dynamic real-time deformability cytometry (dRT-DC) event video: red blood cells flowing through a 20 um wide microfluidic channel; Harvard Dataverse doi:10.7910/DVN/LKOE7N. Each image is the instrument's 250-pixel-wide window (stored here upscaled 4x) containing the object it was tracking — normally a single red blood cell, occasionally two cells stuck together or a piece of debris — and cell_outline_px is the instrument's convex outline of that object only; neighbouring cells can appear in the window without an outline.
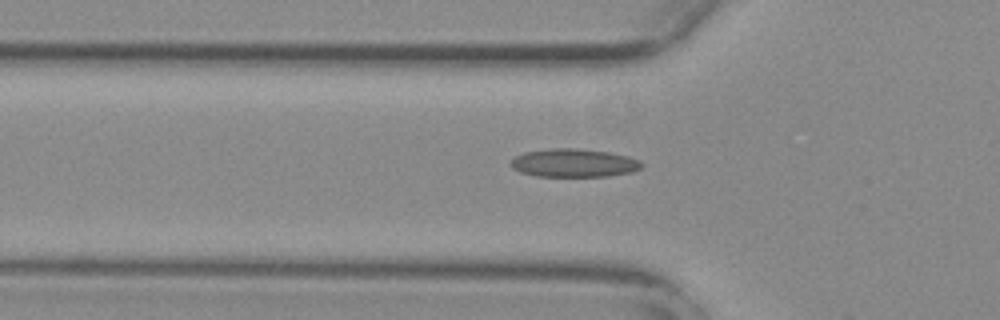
{"species": "common noctule bat (a hibernating species)", "species_latin": "Nyctalus noctula", "temperature_condition": "warm", "stored_images_in_passage": 38, "camera_frame_rate_fps": 3000, "um_per_image_px": 0.085, "animal": {"sex": "female", "body_mass_g": 29.2, "forearm_length_mm": 56.3}, "frame": {"image": 1, "passage_image": 2, "time_ms": 0.333, "image_size_px": [1000, 320], "cell_outline_px": [[644, 164], [640, 168], [632, 172], [608, 176], [536, 176], [520, 172], [512, 168], [508, 164], [516, 156], [524, 152], [548, 148], [576, 148], [608, 152], [628, 156], [640, 160]], "centroid_in_image_um": [48.76, 13.85], "position_along_channel_um": 77.0, "area_um2": 21.68}}
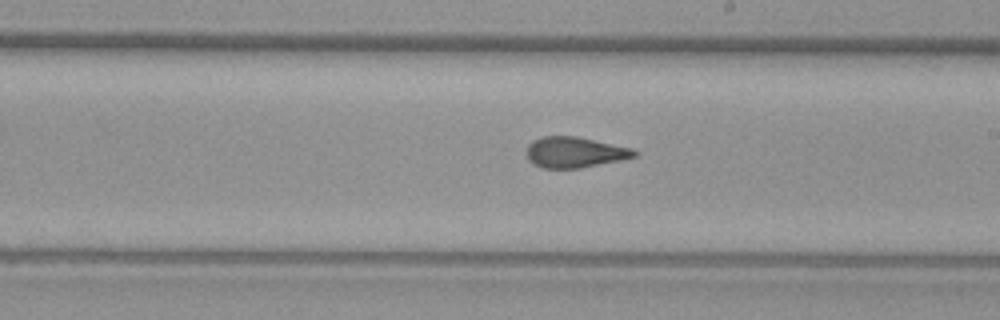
{"frame": {"image": 2, "passage_image": 15, "time_ms": 4.667, "image_size_px": [1000, 320], "cell_outline_px": [[640, 152], [636, 156], [620, 160], [580, 168], [540, 168], [532, 164], [528, 160], [528, 144], [532, 140], [540, 136], [576, 136], [632, 148]], "centroid_in_image_um": [48.84, 12.94], "position_along_channel_um": 240.2, "area_um2": 19.36}}
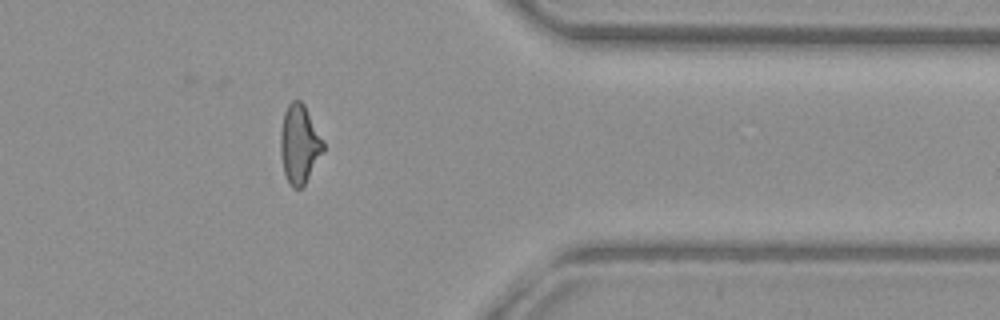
{"frame": {"image": 3, "passage_image": 28, "time_ms": 9.0, "image_size_px": [1000, 320], "cell_outline_px": [[324, 152], [304, 184], [300, 188], [292, 188], [288, 184], [284, 172], [280, 152], [280, 132], [284, 112], [288, 104], [292, 100], [300, 100], [304, 104], [324, 140]], "centroid_in_image_um": [25.45, 12.24], "position_along_channel_um": 386.0, "area_um2": 19.77}, "authors_computed_cell_mechanics": {"area_um2": 19.7387, "velocity_mm_per_s": 3.7465, "shape_relaxation_time_tau1_ms": null, "shape_relaxation_time_tau2_ms": 1.1614, "deformation_change_tau1": null, "deformation_change_tau2": 0.0765}}